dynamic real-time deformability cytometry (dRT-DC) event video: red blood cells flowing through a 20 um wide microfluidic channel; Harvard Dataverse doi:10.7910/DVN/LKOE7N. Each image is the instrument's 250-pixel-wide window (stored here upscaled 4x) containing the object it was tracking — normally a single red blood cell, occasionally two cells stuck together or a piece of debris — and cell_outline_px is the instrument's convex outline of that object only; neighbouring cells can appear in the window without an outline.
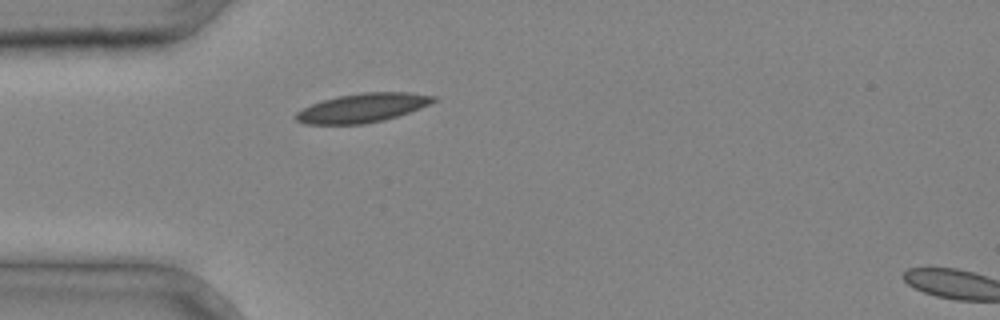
{"species": "common noctule bat (a hibernating species)", "species_latin": "Nyctalus noctula", "temperature_condition": "cold", "stored_images_in_passage": 4, "camera_frame_rate_fps": 3000, "um_per_image_px": 0.085, "animal": {"sex": "male", "body_mass_g": 20.4}, "frame": {"image": 1, "passage_image": 4, "time_ms": 1.0, "image_size_px": [1000, 320], "cell_outline_px": [[440, 100], [420, 108], [384, 120], [364, 124], [304, 124], [296, 120], [292, 116], [296, 112], [312, 104], [336, 96], [360, 92], [408, 92], [436, 96]], "centroid_in_image_um": [30.82, 9.16], "position_along_channel_um": 54.2, "area_um2": 23.35}}